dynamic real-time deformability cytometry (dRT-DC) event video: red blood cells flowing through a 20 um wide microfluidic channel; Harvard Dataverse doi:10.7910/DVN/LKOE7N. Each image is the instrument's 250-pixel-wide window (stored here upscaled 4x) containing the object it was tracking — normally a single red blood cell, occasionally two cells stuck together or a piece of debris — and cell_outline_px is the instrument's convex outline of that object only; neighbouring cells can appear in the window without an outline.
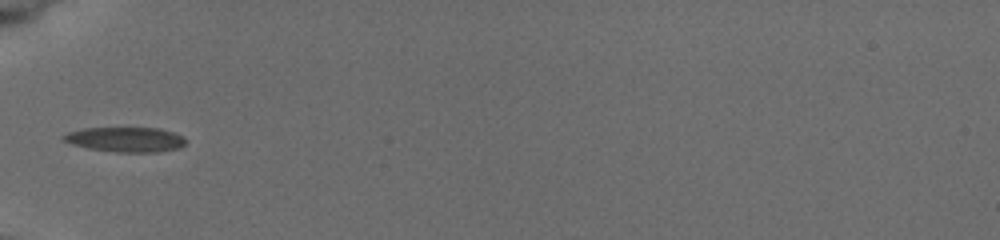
{"species": "common noctule bat (a hibernating species)", "species_latin": "Nyctalus noctula", "temperature_condition": "cold", "stored_images_in_passage": 9, "segment_of_instrument_passage": [2, 2], "camera_frame_rate_fps": 3000, "um_per_image_px": 0.085, "animal": {"sex": "female", "body_mass_g": 19.5, "forearm_length_mm": 54.1}, "frame": {"image": 1, "passage_image": 8, "time_ms": 7.0, "image_size_px": [1000, 240], "cell_outline_px": [[188, 140], [180, 148], [160, 152], [116, 152], [88, 148], [72, 144], [64, 140], [60, 136], [68, 132], [84, 128], [160, 128], [184, 136]], "centroid_in_image_um": [10.71, 11.86], "position_along_channel_um": 74.3, "area_um2": 17.8}}